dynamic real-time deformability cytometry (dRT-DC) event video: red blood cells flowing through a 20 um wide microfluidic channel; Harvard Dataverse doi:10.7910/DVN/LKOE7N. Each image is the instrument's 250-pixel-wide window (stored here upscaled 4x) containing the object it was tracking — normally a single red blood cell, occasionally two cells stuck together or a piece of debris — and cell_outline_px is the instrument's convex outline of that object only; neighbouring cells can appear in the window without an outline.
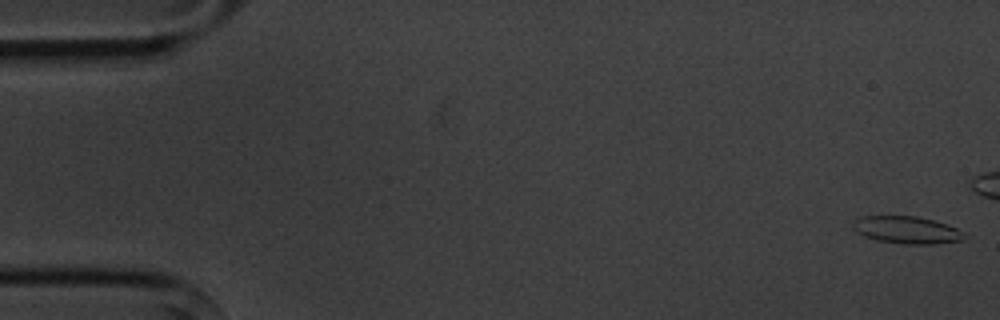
{"species": "common noctule bat (a hibernating species)", "species_latin": "Nyctalus noctula", "temperature_condition": "cold", "stored_images_in_passage": 6, "camera_frame_rate_fps": 3000, "um_per_image_px": 0.085, "animal": {"sex": "male", "body_mass_g": 20.1, "forearm_length_mm": 53.5}, "frame": {"image": 1, "passage_image": 1, "time_ms": 0.0, "image_size_px": [1000, 320], "cell_outline_px": [[968, 236], [960, 240], [936, 244], [904, 244], [880, 240], [864, 236], [856, 232], [852, 228], [852, 220], [860, 216], [916, 216], [948, 224], [964, 232]], "centroid_in_image_um": [77.06, 19.54], "position_along_channel_um": 7.9, "area_um2": 17.8}}